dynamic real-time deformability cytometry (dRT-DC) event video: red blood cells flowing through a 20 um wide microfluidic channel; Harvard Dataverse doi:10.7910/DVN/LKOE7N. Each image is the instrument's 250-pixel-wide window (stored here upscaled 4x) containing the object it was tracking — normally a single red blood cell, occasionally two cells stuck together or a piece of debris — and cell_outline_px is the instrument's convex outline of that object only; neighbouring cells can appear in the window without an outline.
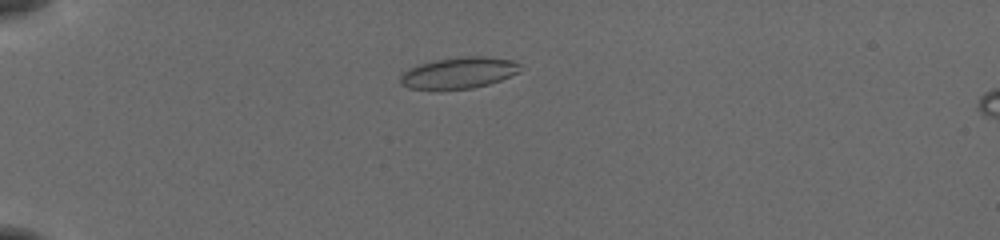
{"species": "common noctule bat (a hibernating species)", "species_latin": "Nyctalus noctula", "temperature_condition": "cold", "stored_images_in_passage": 47, "camera_frame_rate_fps": 3000, "um_per_image_px": 0.085, "animal": {"sex": "female", "body_mass_g": 19.5, "forearm_length_mm": 54.1}, "frame": {"image": 1, "passage_image": 8, "time_ms": 2.333, "image_size_px": [1000, 240], "cell_outline_px": [[520, 72], [500, 80], [488, 84], [472, 88], [408, 88], [400, 84], [400, 76], [408, 68], [420, 64], [436, 60], [460, 56], [484, 56], [512, 60], [520, 64]], "centroid_in_image_um": [39.02, 6.17], "position_along_channel_um": 46.0, "area_um2": 21.56}}
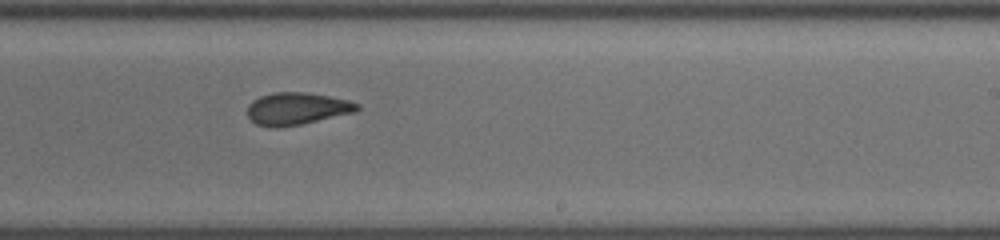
{"frame": {"image": 2, "passage_image": 28, "time_ms": 9.0, "image_size_px": [1000, 240], "cell_outline_px": [[360, 108], [356, 112], [300, 124], [256, 124], [248, 116], [248, 104], [252, 100], [260, 96], [272, 92], [304, 92], [328, 96], [348, 100], [360, 104]], "centroid_in_image_um": [25.28, 9.18], "position_along_channel_um": 263.7, "area_um2": 19.94}}
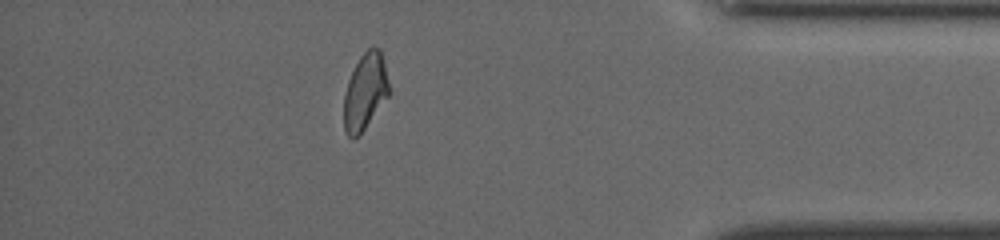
{"frame": {"image": 3, "passage_image": 41, "time_ms": 13.333, "image_size_px": [1000, 240], "cell_outline_px": [[388, 96], [364, 128], [352, 140], [348, 136], [344, 128], [344, 96], [348, 80], [360, 56], [372, 44], [380, 48], [384, 64], [388, 84]], "centroid_in_image_um": [31.02, 7.75], "position_along_channel_um": 404.2, "area_um2": 19.65}, "authors_computed_cell_mechanics": {"area_um2": 20.6346, "velocity_mm_per_s": 3.8722, "shape_relaxation_time_tau1_ms": null, "shape_relaxation_time_tau2_ms": 2.0658, "deformation_change_tau1": null, "deformation_change_tau2": 0.0909}}